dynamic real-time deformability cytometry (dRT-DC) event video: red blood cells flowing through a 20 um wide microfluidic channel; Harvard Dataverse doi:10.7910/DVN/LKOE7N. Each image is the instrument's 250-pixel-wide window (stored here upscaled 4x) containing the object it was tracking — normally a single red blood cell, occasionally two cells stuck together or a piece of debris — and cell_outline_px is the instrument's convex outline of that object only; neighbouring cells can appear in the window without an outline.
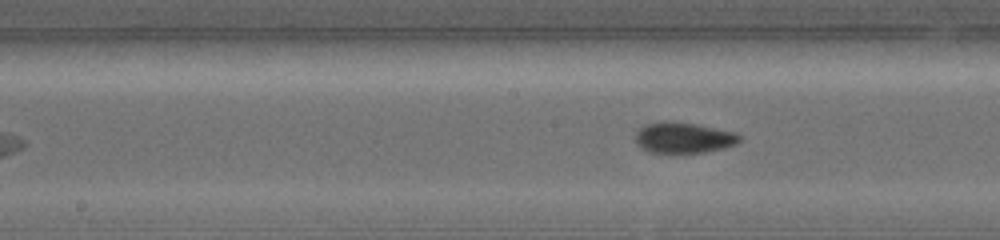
{"species": "common noctule bat (a hibernating species)", "species_latin": "Nyctalus noctula", "temperature_condition": "warm", "stored_images_in_passage": 12, "camera_frame_rate_fps": 5000, "um_per_image_px": 0.085, "animal": {"sex": "female", "body_mass_g": 19.0, "forearm_length_mm": 56.7}, "frame": {"image": 1, "passage_image": 10, "time_ms": 3.2, "image_size_px": [1000, 240], "cell_outline_px": [[740, 140], [736, 144], [724, 148], [704, 152], [648, 152], [640, 148], [636, 144], [636, 132], [644, 124], [664, 120], [696, 124], [736, 132], [740, 136]], "centroid_in_image_um": [58.07, 11.69], "position_along_channel_um": 190.1, "area_um2": 18.73}}